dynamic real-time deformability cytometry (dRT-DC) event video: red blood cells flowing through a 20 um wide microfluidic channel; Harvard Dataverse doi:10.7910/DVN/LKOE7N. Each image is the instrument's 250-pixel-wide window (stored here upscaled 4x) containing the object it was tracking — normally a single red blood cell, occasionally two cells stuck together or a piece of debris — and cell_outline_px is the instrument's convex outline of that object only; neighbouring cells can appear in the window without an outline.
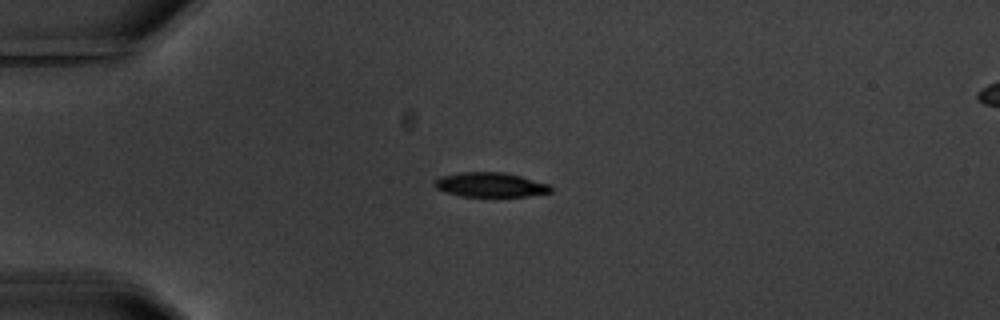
{"species": "common noctule bat (a hibernating species)", "species_latin": "Nyctalus noctula", "temperature_condition": "warm", "stored_images_in_passage": 5, "segment_of_instrument_passage": [1, 2], "camera_frame_rate_fps": 3000, "um_per_image_px": 0.085, "animal": {"sex": "male", "body_mass_g": 20.1, "forearm_length_mm": 53.5}, "frame": {"image": 1, "passage_image": 3, "time_ms": 2.667, "image_size_px": [1000, 320], "cell_outline_px": [[552, 192], [528, 196], [460, 196], [436, 188], [432, 184], [440, 176], [460, 172], [504, 172], [520, 176], [548, 184], [552, 188]], "centroid_in_image_um": [41.67, 15.7], "position_along_channel_um": 43.3, "area_um2": 16.47}}